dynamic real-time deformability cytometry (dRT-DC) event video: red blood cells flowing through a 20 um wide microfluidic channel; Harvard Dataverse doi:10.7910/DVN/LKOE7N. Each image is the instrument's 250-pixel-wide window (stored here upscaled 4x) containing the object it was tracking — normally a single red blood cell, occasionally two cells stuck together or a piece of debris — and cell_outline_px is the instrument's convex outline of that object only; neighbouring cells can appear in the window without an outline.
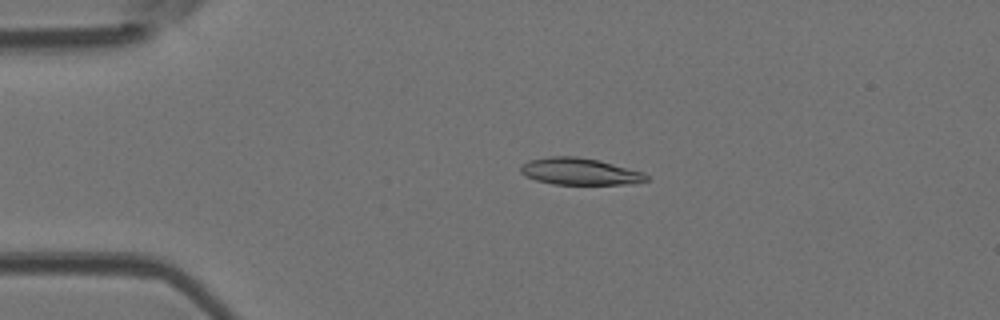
{"species": "Egyptian fruit bat (a non-hibernating species)", "species_latin": "Rousettus aegyptiacus", "temperature_condition": "room temperature", "stored_images_in_passage": 4, "camera_frame_rate_fps": 3000, "um_per_image_px": 0.085, "animal": {"sex": "female"}, "frame": {"image": 1, "passage_image": 3, "time_ms": 0.667, "image_size_px": [1000, 320], "cell_outline_px": [[648, 180], [624, 184], [552, 184], [536, 180], [524, 176], [520, 172], [520, 164], [528, 160], [548, 156], [576, 156], [596, 160], [644, 172], [648, 176]], "centroid_in_image_um": [49.19, 14.57], "position_along_channel_um": 35.8, "area_um2": 19.59}}